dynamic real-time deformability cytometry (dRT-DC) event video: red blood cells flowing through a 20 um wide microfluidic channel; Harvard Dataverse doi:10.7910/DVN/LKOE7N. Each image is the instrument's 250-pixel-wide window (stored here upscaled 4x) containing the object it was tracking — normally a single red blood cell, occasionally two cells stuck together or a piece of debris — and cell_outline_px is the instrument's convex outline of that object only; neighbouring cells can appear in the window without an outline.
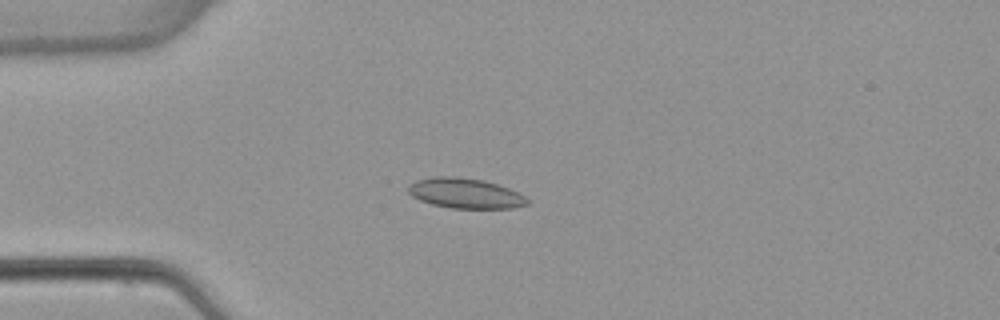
{"species": "common noctule bat (a hibernating species)", "species_latin": "Nyctalus noctula", "temperature_condition": "warm", "stored_images_in_passage": 6, "camera_frame_rate_fps": 3000, "um_per_image_px": 0.085, "animal": {"sex": "female", "body_mass_g": 22.7, "forearm_length_mm": 54.2}, "frame": {"image": 1, "passage_image": 3, "time_ms": 3.333, "image_size_px": [1000, 320], "cell_outline_px": [[528, 204], [512, 208], [452, 208], [432, 204], [420, 200], [412, 196], [408, 192], [408, 184], [416, 180], [436, 176], [456, 176], [484, 180], [508, 188], [524, 196], [528, 200]], "centroid_in_image_um": [39.51, 16.42], "position_along_channel_um": 45.5, "area_um2": 20.81}}
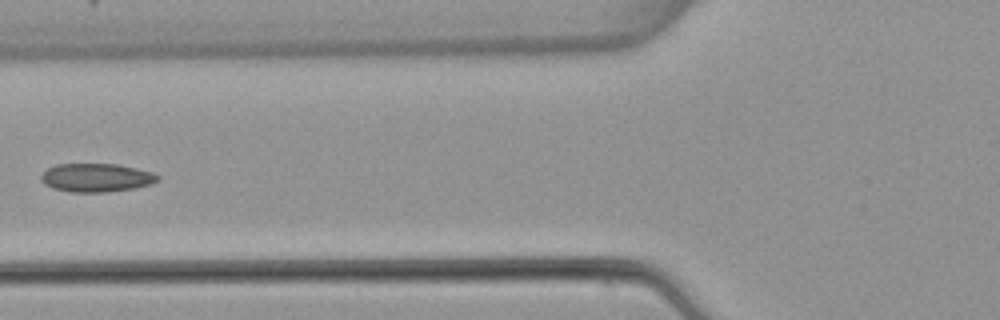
{"frame": {"image": 2, "passage_image": 5, "time_ms": 5.667, "image_size_px": [1000, 320], "cell_outline_px": [[160, 180], [152, 184], [132, 188], [104, 192], [72, 192], [52, 188], [44, 184], [40, 180], [40, 176], [48, 168], [56, 164], [116, 164], [136, 168], [152, 172], [160, 176]], "centroid_in_image_um": [8.18, 15.1], "position_along_channel_um": 117.6, "area_um2": 19.36}}
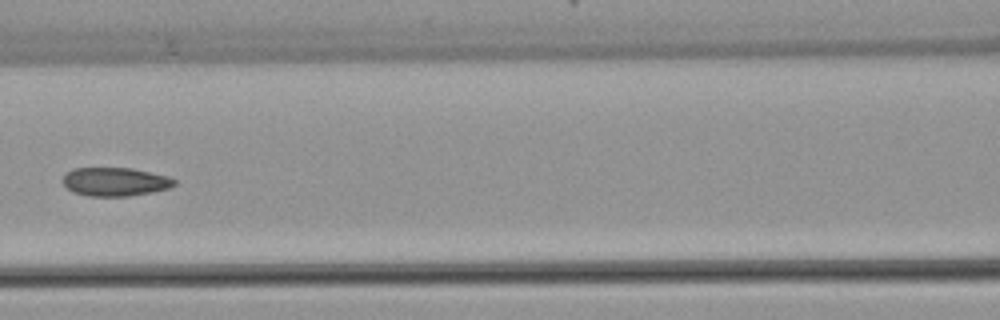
{"frame": {"image": 3, "passage_image": 6, "time_ms": 6.667, "image_size_px": [1000, 320], "cell_outline_px": [[176, 184], [168, 188], [152, 192], [128, 196], [88, 196], [72, 192], [60, 180], [72, 168], [132, 168], [168, 176], [176, 180]], "centroid_in_image_um": [9.77, 15.45], "position_along_channel_um": 156.8, "area_um2": 18.61}}